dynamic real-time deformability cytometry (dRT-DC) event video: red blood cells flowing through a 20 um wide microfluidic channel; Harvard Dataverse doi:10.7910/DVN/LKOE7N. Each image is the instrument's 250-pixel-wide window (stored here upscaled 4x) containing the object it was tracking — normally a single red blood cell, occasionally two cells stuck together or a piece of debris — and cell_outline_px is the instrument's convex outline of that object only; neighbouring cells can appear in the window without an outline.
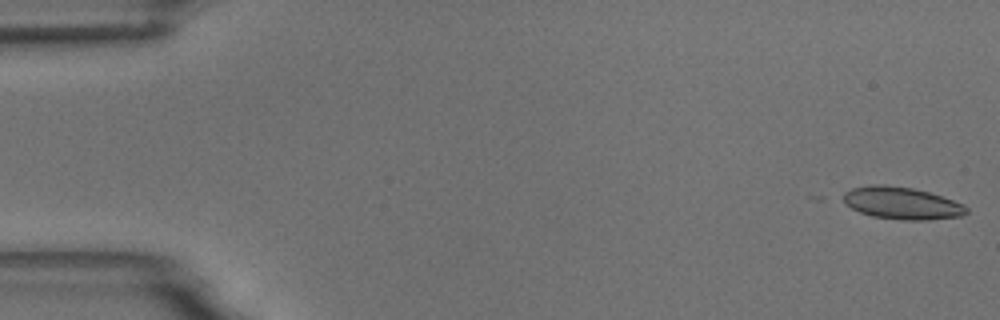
{"species": "common noctule bat (a hibernating species)", "species_latin": "Nyctalus noctula", "temperature_condition": "room temperature", "stored_images_in_passage": 38, "camera_frame_rate_fps": 3000, "um_per_image_px": 0.085, "animal": {"sex": "male", "body_mass_g": 18.8}, "frame": {"image": 1, "passage_image": 1, "time_ms": 0.0, "image_size_px": [1000, 320], "cell_outline_px": [[968, 212], [960, 216], [924, 220], [904, 220], [872, 216], [860, 212], [844, 204], [836, 196], [852, 188], [872, 184], [884, 184], [912, 188], [928, 192], [964, 204], [968, 208]], "centroid_in_image_um": [76.56, 17.25], "position_along_channel_um": 8.4, "area_um2": 23.35}}
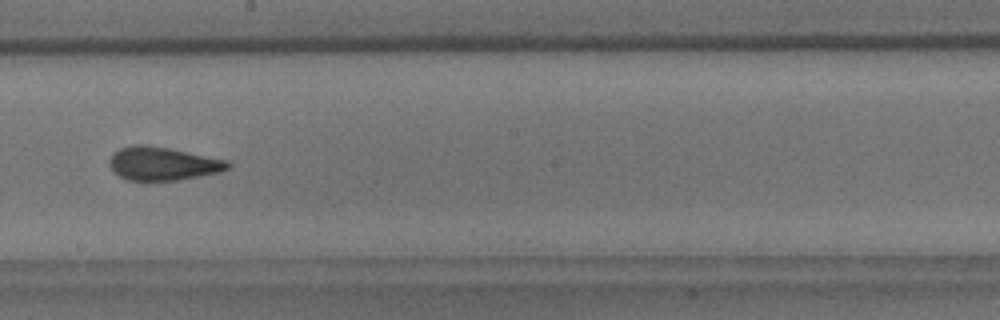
{"frame": {"image": 2, "passage_image": 31, "time_ms": 10.0, "image_size_px": [1000, 320], "cell_outline_px": [[232, 164], [228, 168], [220, 172], [200, 176], [176, 180], [128, 180], [112, 172], [108, 164], [108, 160], [120, 148], [132, 144], [144, 144], [168, 148], [228, 160]], "centroid_in_image_um": [13.82, 13.9], "position_along_channel_um": 234.4, "area_um2": 23.0}}
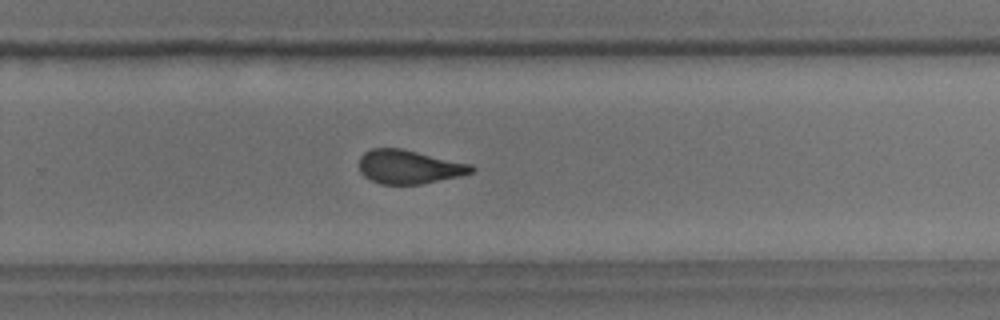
{"frame": {"image": 3, "passage_image": 36, "time_ms": 11.667, "image_size_px": [1000, 320], "cell_outline_px": [[476, 168], [472, 172], [460, 176], [420, 184], [380, 184], [364, 176], [360, 172], [360, 156], [364, 152], [372, 148], [400, 148], [472, 164]], "centroid_in_image_um": [34.77, 14.18], "position_along_channel_um": 295.0, "area_um2": 22.02}}